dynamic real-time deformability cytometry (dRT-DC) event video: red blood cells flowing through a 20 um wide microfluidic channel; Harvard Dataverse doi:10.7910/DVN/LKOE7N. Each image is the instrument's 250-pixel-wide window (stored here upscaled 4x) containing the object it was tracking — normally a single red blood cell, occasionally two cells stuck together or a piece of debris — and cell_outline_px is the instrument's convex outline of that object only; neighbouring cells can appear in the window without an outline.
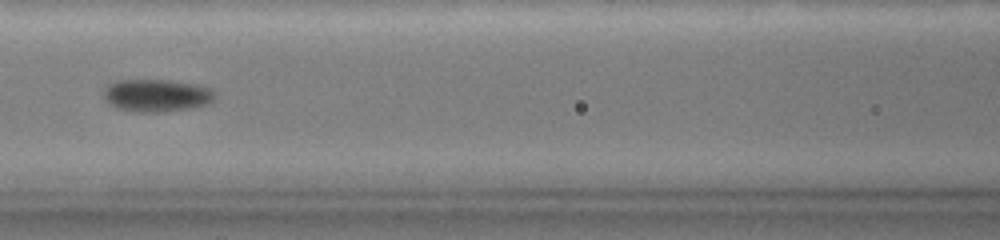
{"species": "common noctule bat (a hibernating species)", "species_latin": "Nyctalus noctula", "temperature_condition": "warm", "stored_images_in_passage": 33, "camera_frame_rate_fps": 3000, "um_per_image_px": 0.085, "animal": {"sex": "female", "body_mass_g": 19.0, "forearm_length_mm": 51.5}, "frame": {"image": 1, "passage_image": 12, "time_ms": 8.0, "image_size_px": [1000, 240], "cell_outline_px": [[212, 96], [208, 100], [200, 104], [184, 108], [156, 112], [140, 112], [116, 108], [108, 100], [108, 88], [112, 84], [120, 80], [160, 80], [188, 84], [204, 88]], "centroid_in_image_um": [13.19, 8.12], "position_along_channel_um": 153.4, "area_um2": 19.07}}
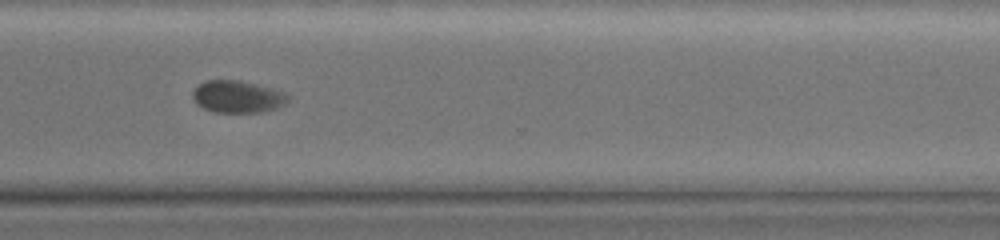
{"frame": {"image": 2, "passage_image": 22, "time_ms": 13.333, "image_size_px": [1000, 240], "cell_outline_px": [[292, 96], [284, 104], [276, 108], [264, 112], [212, 112], [196, 104], [192, 96], [192, 92], [204, 80], [240, 80], [256, 84], [284, 92]], "centroid_in_image_um": [20.19, 8.22], "position_along_channel_um": 350.4, "area_um2": 17.92}}
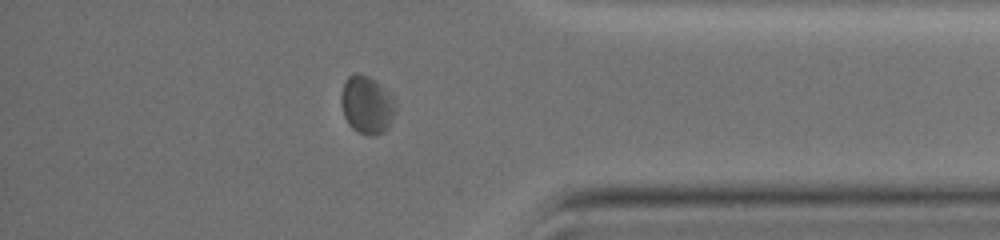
{"frame": {"image": 3, "passage_image": 26, "time_ms": 15.0, "image_size_px": [1000, 240], "cell_outline_px": [[396, 108], [388, 128], [384, 132], [356, 132], [348, 124], [344, 116], [340, 100], [340, 96], [344, 80], [348, 76], [356, 72], [360, 72], [376, 80], [396, 100]], "centroid_in_image_um": [31.16, 8.84], "position_along_channel_um": 404.0, "area_um2": 18.32}, "authors_computed_cell_mechanics": {"area_um2": 18.0914, "velocity_mm_per_s": 3.7053, "shape_relaxation_time_tau1_ms": 2.7775, "shape_relaxation_time_tau2_ms": null, "deformation_change_tau1": 0.0633, "deformation_change_tau2": null}}